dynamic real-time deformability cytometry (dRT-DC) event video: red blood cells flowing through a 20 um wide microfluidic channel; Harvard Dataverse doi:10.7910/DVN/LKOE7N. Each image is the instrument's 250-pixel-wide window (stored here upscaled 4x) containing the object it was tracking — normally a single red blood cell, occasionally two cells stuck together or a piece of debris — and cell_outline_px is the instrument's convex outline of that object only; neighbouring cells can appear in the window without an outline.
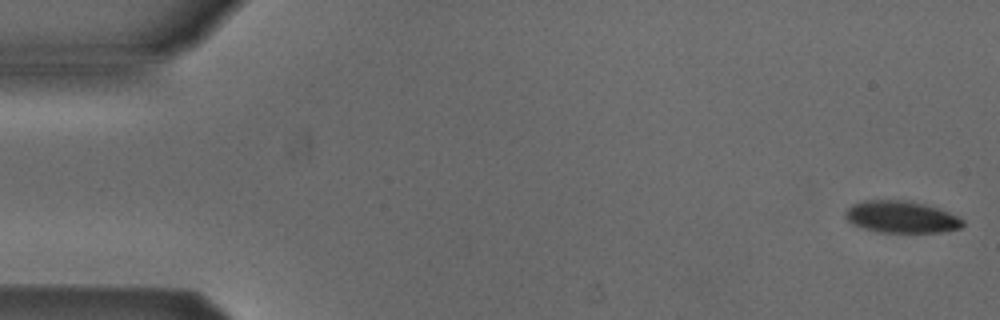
{"species": "Egyptian fruit bat (a non-hibernating species)", "species_latin": "Rousettus aegyptiacus", "temperature_condition": "cold", "stored_images_in_passage": 53, "camera_frame_rate_fps": 3000, "um_per_image_px": 0.085, "animal": {"sex": "male"}, "frame": {"image": 1, "passage_image": 1, "time_ms": 0.0, "image_size_px": [1000, 320], "cell_outline_px": [[964, 224], [960, 228], [940, 232], [880, 232], [864, 228], [852, 224], [844, 216], [844, 212], [852, 204], [864, 200], [908, 200], [940, 208], [964, 220]], "centroid_in_image_um": [76.6, 18.43], "position_along_channel_um": 8.4, "area_um2": 21.85}}
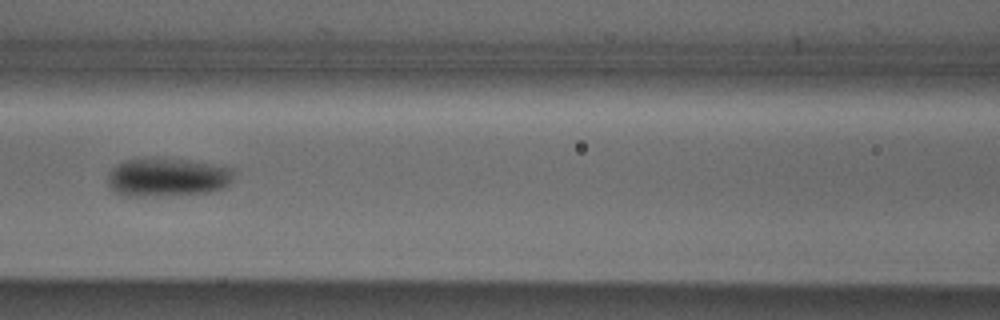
{"frame": {"image": 2, "passage_image": 23, "time_ms": 7.333, "image_size_px": [1000, 320], "cell_outline_px": [[232, 180], [224, 188], [208, 192], [144, 196], [124, 196], [116, 192], [108, 184], [108, 176], [112, 168], [128, 160], [152, 156], [156, 156], [184, 160], [232, 168]], "centroid_in_image_um": [14.19, 15.05], "position_along_channel_um": 152.4, "area_um2": 28.03}}
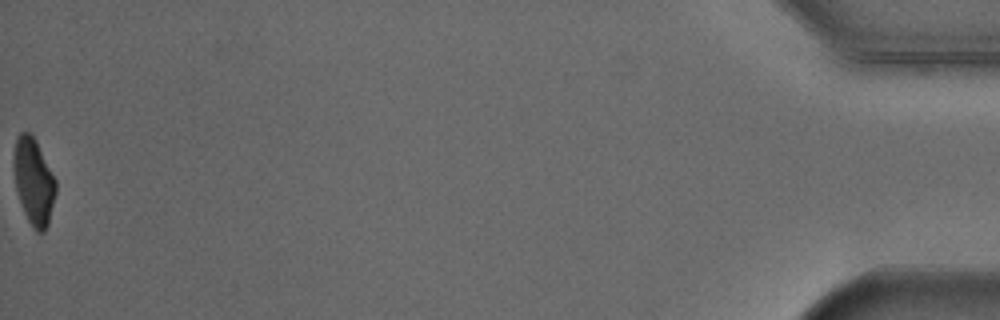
{"frame": {"image": 3, "passage_image": 53, "time_ms": 17.333, "image_size_px": [1000, 320], "cell_outline_px": [[56, 192], [48, 224], [44, 232], [36, 232], [28, 220], [24, 212], [16, 188], [16, 140], [20, 132], [28, 132], [36, 140], [56, 180]], "centroid_in_image_um": [2.91, 15.47], "position_along_channel_um": 432.3, "area_um2": 20.35}, "authors_computed_cell_mechanics": {"area_um2": 24.0448, "velocity_mm_per_s": 3.8682, "shape_relaxation_time_tau1_ms": 3.1742, "shape_relaxation_time_tau2_ms": null, "deformation_change_tau1": 0.1094, "deformation_change_tau2": null}}